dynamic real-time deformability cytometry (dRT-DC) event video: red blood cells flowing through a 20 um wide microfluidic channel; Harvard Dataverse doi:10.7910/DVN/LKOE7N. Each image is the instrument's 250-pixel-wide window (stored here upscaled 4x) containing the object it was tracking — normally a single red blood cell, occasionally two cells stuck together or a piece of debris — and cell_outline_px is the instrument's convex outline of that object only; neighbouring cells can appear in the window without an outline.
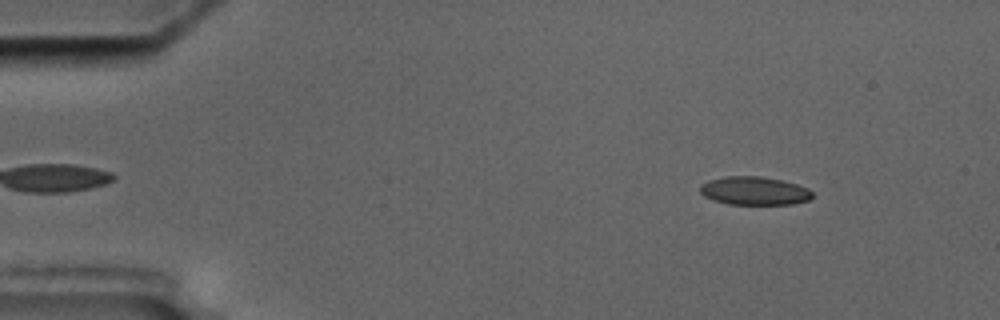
{"species": "common noctule bat (a hibernating species)", "species_latin": "Nyctalus noctula", "temperature_condition": "cold", "stored_images_in_passage": 5, "camera_frame_rate_fps": 3000, "um_per_image_px": 0.085, "animal": {"sex": "male", "body_mass_g": 17.5, "forearm_length_mm": 52.3}, "frame": {"image": 1, "passage_image": 2, "time_ms": 1.333, "image_size_px": [1000, 320], "cell_outline_px": [[812, 196], [808, 200], [792, 204], [728, 204], [712, 200], [704, 196], [700, 192], [700, 184], [708, 180], [724, 176], [760, 176], [780, 180], [796, 184], [808, 188], [812, 192]], "centroid_in_image_um": [64.07, 16.22], "position_along_channel_um": 20.9, "area_um2": 18.55}}
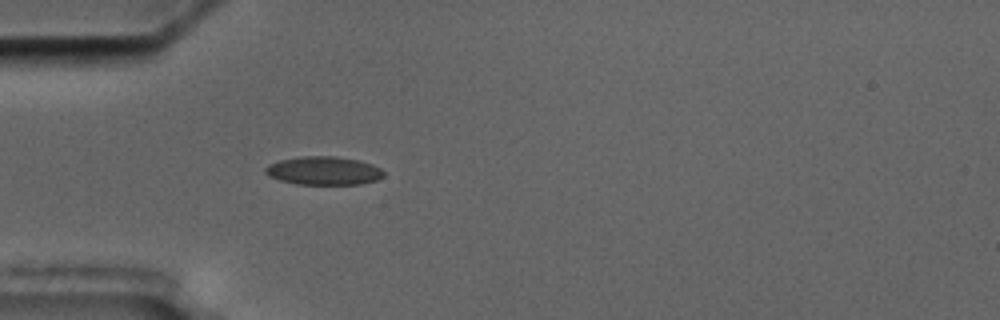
{"frame": {"image": 2, "passage_image": 5, "time_ms": 4.667, "image_size_px": [1000, 320], "cell_outline_px": [[384, 176], [376, 180], [360, 184], [296, 184], [280, 180], [268, 176], [264, 172], [264, 168], [268, 164], [280, 160], [300, 156], [336, 156], [360, 160], [372, 164], [380, 168], [384, 172]], "centroid_in_image_um": [27.5, 14.5], "position_along_channel_um": 57.5, "area_um2": 19.71}}